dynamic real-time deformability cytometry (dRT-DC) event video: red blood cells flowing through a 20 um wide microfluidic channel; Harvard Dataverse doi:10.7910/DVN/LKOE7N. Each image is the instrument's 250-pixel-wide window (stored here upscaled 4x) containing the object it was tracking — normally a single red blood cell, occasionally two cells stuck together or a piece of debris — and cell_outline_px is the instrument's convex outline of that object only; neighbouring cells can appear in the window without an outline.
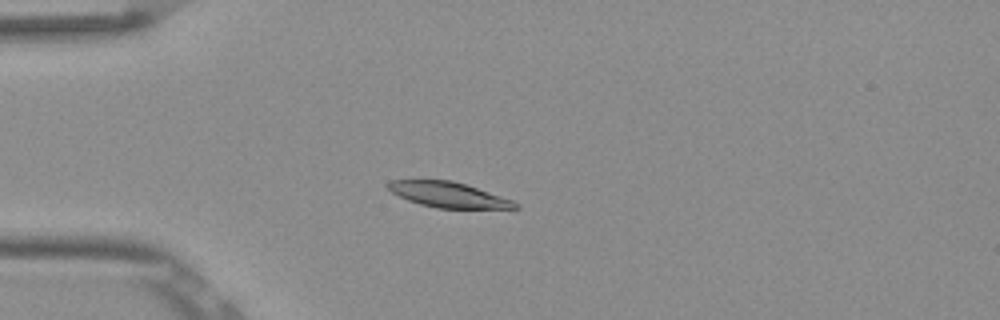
{"species": "Egyptian fruit bat (a non-hibernating species)", "species_latin": "Rousettus aegyptiacus", "temperature_condition": "room temperature", "stored_images_in_passage": 47, "camera_frame_rate_fps": 3000, "um_per_image_px": 0.085, "frame": {"image": 1, "passage_image": 8, "time_ms": 2.333, "image_size_px": [1000, 320], "cell_outline_px": [[520, 208], [436, 208], [420, 204], [408, 200], [392, 192], [384, 184], [392, 180], [452, 180], [512, 200], [520, 204]], "centroid_in_image_um": [38.08, 16.55], "position_along_channel_um": 46.9, "area_um2": 18.5}}
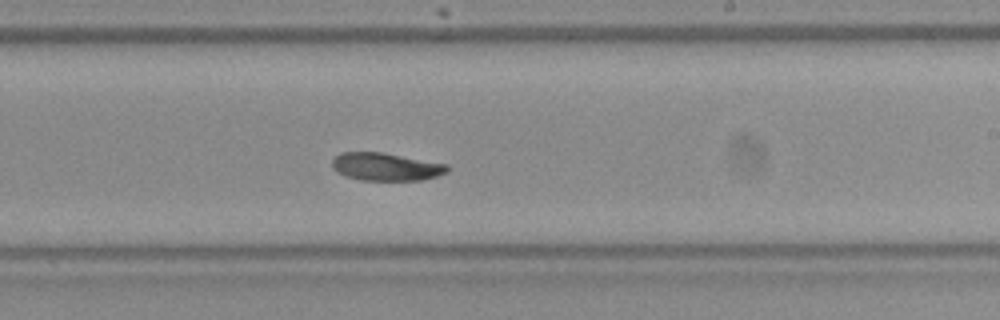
{"frame": {"image": 2, "passage_image": 26, "time_ms": 8.333, "image_size_px": [1000, 320], "cell_outline_px": [[448, 172], [436, 176], [420, 180], [360, 180], [344, 176], [336, 172], [332, 168], [332, 160], [340, 152], [384, 152], [448, 164]], "centroid_in_image_um": [32.78, 14.17], "position_along_channel_um": 256.2, "area_um2": 18.84}}
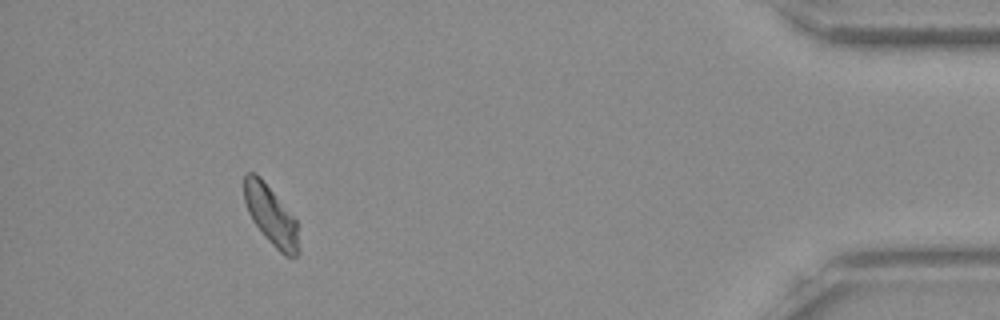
{"frame": {"image": 3, "passage_image": 43, "time_ms": 14.0, "image_size_px": [1000, 320], "cell_outline_px": [[300, 252], [296, 256], [284, 256], [264, 236], [252, 220], [248, 212], [244, 200], [244, 172], [256, 172], [260, 176], [296, 220], [300, 248]], "centroid_in_image_um": [23.02, 18.31], "position_along_channel_um": 412.2, "area_um2": 18.84}}